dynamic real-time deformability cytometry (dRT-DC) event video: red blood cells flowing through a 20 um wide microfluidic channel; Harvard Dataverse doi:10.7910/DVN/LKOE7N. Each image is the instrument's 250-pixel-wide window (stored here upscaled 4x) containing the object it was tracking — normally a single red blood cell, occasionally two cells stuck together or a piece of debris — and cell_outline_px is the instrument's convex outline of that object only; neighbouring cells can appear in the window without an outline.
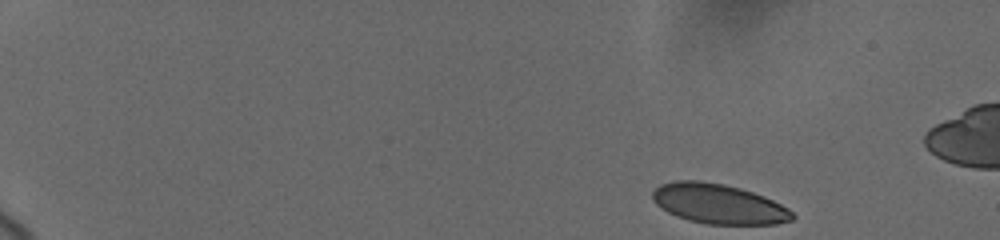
{"species": "human", "species_latin": "Homo sapiens", "temperature_condition": "cold", "stored_images_in_passage": 38, "camera_frame_rate_fps": 3000, "um_per_image_px": 0.085, "donor": {"sex": "female"}, "frame": {"image": 1, "passage_image": 1, "time_ms": 0.0, "image_size_px": [1000, 240], "cell_outline_px": [[796, 216], [792, 220], [776, 224], [708, 224], [688, 220], [676, 216], [668, 212], [656, 204], [652, 200], [652, 192], [660, 184], [676, 180], [700, 180], [724, 184], [740, 188], [764, 196], [788, 208]], "centroid_in_image_um": [61.06, 17.32], "position_along_channel_um": 23.9, "area_um2": 32.48}}
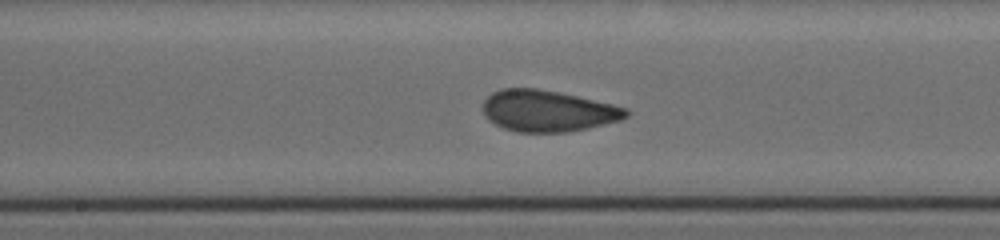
{"frame": {"image": 2, "passage_image": 21, "time_ms": 8.667, "image_size_px": [1000, 240], "cell_outline_px": [[628, 116], [620, 120], [588, 128], [568, 132], [516, 132], [504, 128], [488, 120], [484, 116], [484, 100], [492, 92], [500, 88], [536, 88], [560, 92], [612, 104], [628, 108]], "centroid_in_image_um": [46.55, 9.42], "position_along_channel_um": 201.6, "area_um2": 34.56}}
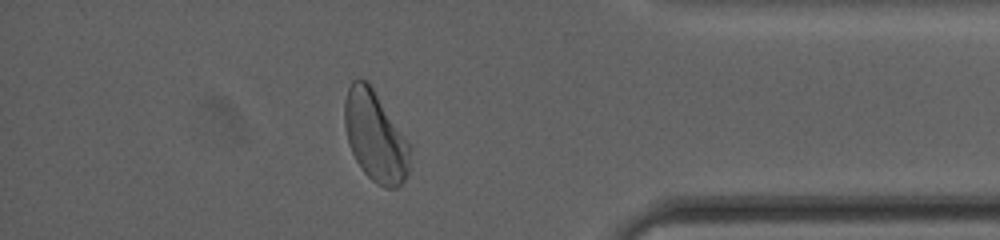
{"frame": {"image": 3, "passage_image": 34, "time_ms": 14.667, "image_size_px": [1000, 240], "cell_outline_px": [[408, 172], [404, 180], [396, 188], [384, 188], [376, 184], [364, 172], [356, 160], [348, 144], [344, 124], [344, 100], [348, 88], [352, 80], [368, 80], [408, 144]], "centroid_in_image_um": [31.84, 11.59], "position_along_channel_um": 403.4, "area_um2": 33.7}, "authors_computed_cell_mechanics": {"area_um2": 33.813, "velocity_mm_per_s": 3.6772, "shape_relaxation_time_tau1_ms": 3.6621, "shape_relaxation_time_tau2_ms": 0.9764, "deformation_change_tau1": 0.1161, "deformation_change_tau2": 0.0492}}